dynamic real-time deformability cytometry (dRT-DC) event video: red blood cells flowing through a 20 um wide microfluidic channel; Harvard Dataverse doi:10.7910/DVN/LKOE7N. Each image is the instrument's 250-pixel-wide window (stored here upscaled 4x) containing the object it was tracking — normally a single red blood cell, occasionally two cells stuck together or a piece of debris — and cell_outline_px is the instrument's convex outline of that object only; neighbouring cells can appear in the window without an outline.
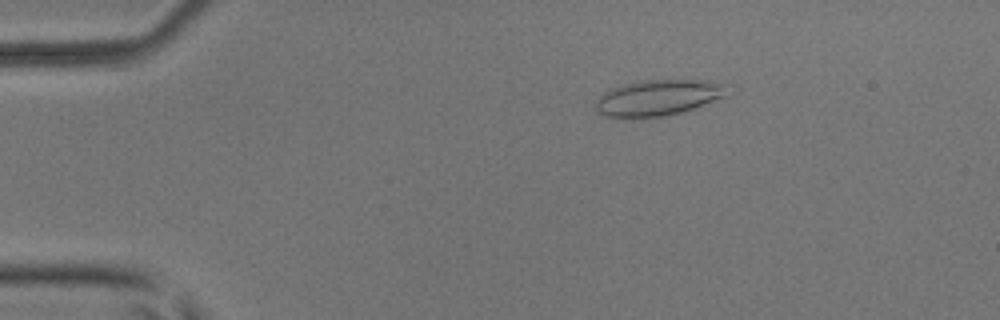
{"species": "common noctule bat (a hibernating species)", "species_latin": "Nyctalus noctula", "temperature_condition": "room temperature", "stored_images_in_passage": 51, "camera_frame_rate_fps": 3000, "um_per_image_px": 0.085, "animal": {"sex": "male", "body_mass_g": 17.9, "forearm_length_mm": 54.2}, "frame": {"image": 1, "passage_image": 9, "time_ms": 2.667, "image_size_px": [1000, 320], "cell_outline_px": [[732, 84], [728, 96], [680, 112], [664, 116], [604, 116], [596, 112], [596, 100], [604, 92], [612, 88], [624, 84], [644, 80], [708, 80]], "centroid_in_image_um": [56.04, 8.27], "position_along_channel_um": 29.0, "area_um2": 27.46}}
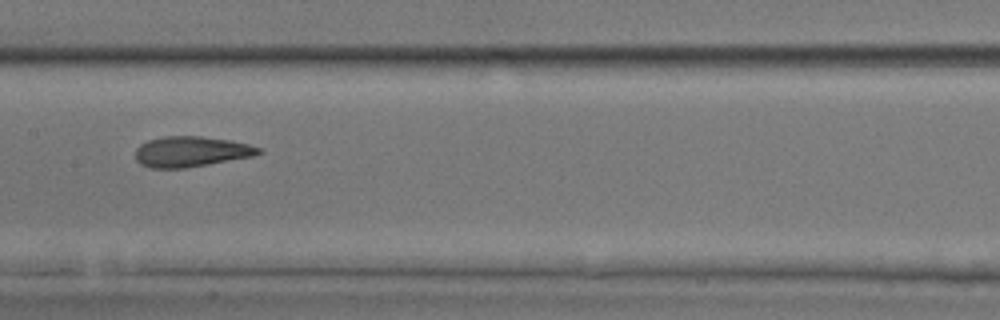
{"frame": {"image": 2, "passage_image": 26, "time_ms": 8.333, "image_size_px": [1000, 320], "cell_outline_px": [[264, 152], [252, 156], [208, 164], [184, 168], [152, 168], [140, 164], [136, 160], [136, 148], [140, 144], [148, 140], [164, 136], [200, 136], [232, 140], [248, 144], [260, 148]], "centroid_in_image_um": [16.23, 12.88], "position_along_channel_um": 191.2, "area_um2": 21.85}}
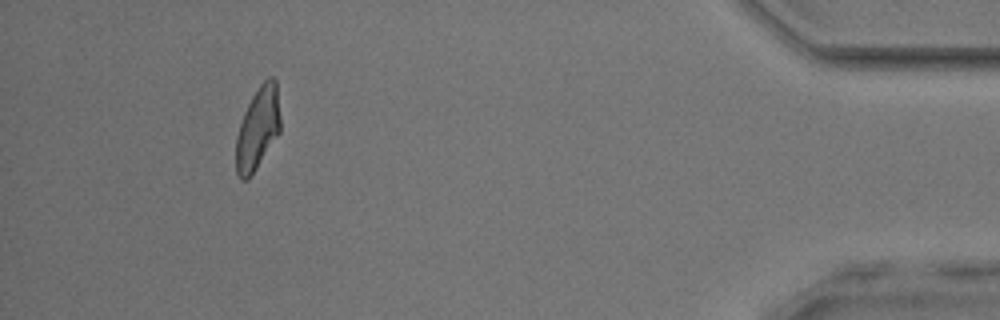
{"frame": {"image": 3, "passage_image": 47, "time_ms": 15.333, "image_size_px": [1000, 320], "cell_outline_px": [[280, 132], [248, 180], [240, 180], [236, 172], [236, 136], [244, 112], [252, 96], [260, 84], [268, 76], [272, 76], [276, 80], [280, 120]], "centroid_in_image_um": [21.9, 10.91], "position_along_channel_um": 413.3, "area_um2": 21.21}, "authors_computed_cell_mechanics": {"area_um2": 22.3686, "velocity_mm_per_s": 4.0529, "shape_relaxation_time_tau1_ms": 4.8881, "shape_relaxation_time_tau2_ms": 1.9705, "deformation_change_tau1": 0.153, "deformation_change_tau2": 0.0975}}